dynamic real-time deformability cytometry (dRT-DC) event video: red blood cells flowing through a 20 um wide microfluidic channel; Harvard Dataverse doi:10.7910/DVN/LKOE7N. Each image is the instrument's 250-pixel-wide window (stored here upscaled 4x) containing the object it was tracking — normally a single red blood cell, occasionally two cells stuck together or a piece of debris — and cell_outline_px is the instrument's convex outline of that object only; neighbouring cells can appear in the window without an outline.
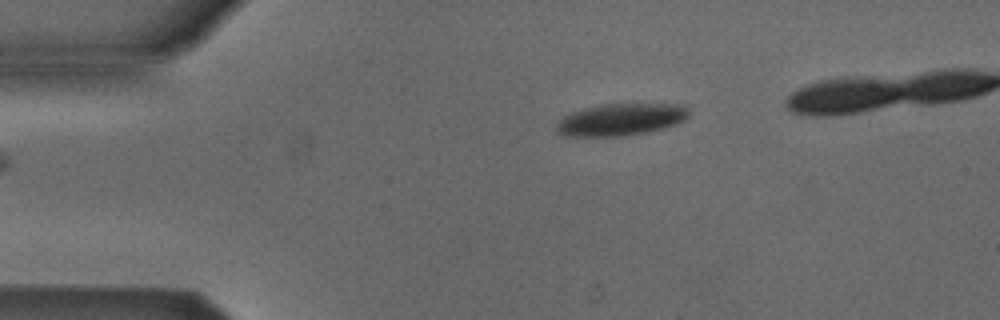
{"species": "Egyptian fruit bat (a non-hibernating species)", "species_latin": "Rousettus aegyptiacus", "temperature_condition": "cold", "stored_images_in_passage": 37, "camera_frame_rate_fps": 3000, "um_per_image_px": 0.085, "animal": {"sex": "male"}, "frame": {"image": 1, "passage_image": 1, "time_ms": 0.0, "image_size_px": [1000, 320], "cell_outline_px": [[688, 116], [684, 120], [676, 124], [644, 132], [624, 136], [564, 136], [556, 132], [556, 124], [564, 116], [572, 112], [584, 108], [600, 104], [688, 104]], "centroid_in_image_um": [52.76, 10.15], "position_along_channel_um": 32.2, "area_um2": 24.68}}
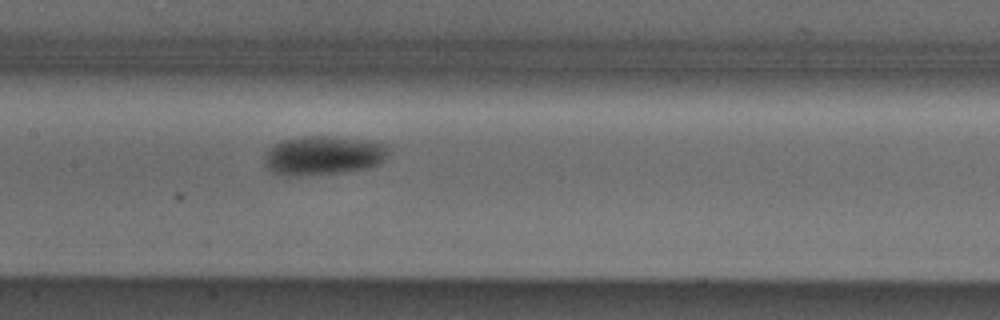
{"frame": {"image": 2, "passage_image": 16, "time_ms": 5.0, "image_size_px": [1000, 320], "cell_outline_px": [[388, 156], [380, 164], [368, 168], [340, 172], [300, 176], [288, 176], [272, 172], [264, 164], [264, 156], [268, 148], [280, 140], [304, 136], [332, 136], [368, 140], [388, 144]], "centroid_in_image_um": [27.48, 13.2], "position_along_channel_um": 179.9, "area_um2": 28.67}}
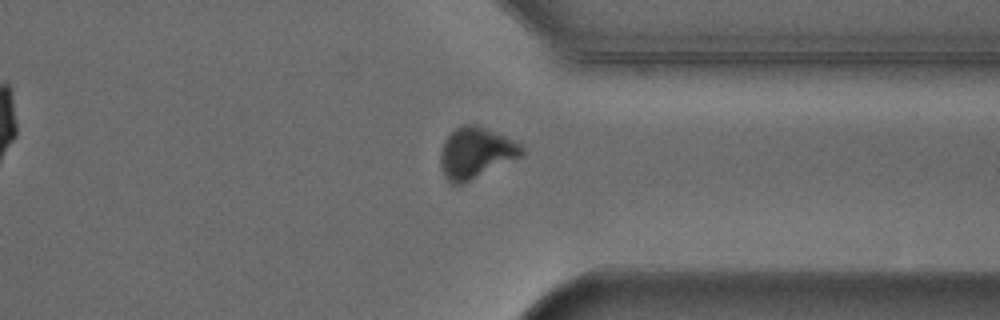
{"frame": {"image": 3, "passage_image": 31, "time_ms": 10.0, "image_size_px": [1000, 320], "cell_outline_px": [[524, 152], [520, 156], [460, 184], [452, 184], [444, 176], [440, 168], [440, 152], [444, 140], [460, 124], [476, 124], [516, 140], [524, 148]], "centroid_in_image_um": [40.41, 12.95], "position_along_channel_um": 371.0, "area_um2": 23.87}}